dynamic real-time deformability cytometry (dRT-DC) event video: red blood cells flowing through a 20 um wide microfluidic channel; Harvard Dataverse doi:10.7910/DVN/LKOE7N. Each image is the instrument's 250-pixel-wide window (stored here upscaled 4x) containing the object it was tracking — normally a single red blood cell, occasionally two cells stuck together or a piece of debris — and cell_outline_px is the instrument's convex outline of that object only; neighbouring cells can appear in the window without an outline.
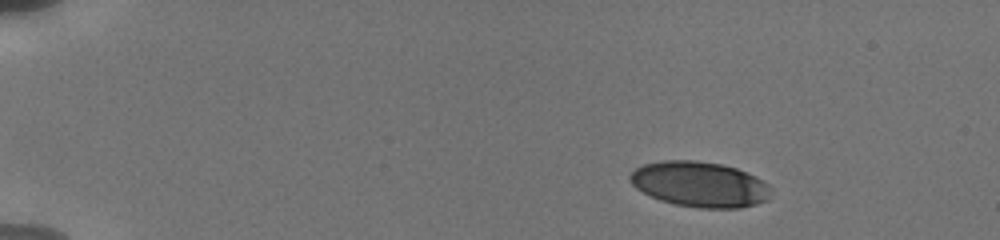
{"species": "human", "species_latin": "Homo sapiens", "temperature_condition": "cold", "stored_images_in_passage": 28, "camera_frame_rate_fps": 3000, "um_per_image_px": 0.085, "donor": {"sex": "male"}, "frame": {"image": 1, "passage_image": 1, "time_ms": 0.0, "image_size_px": [1000, 240], "cell_outline_px": [[772, 188], [768, 200], [756, 204], [740, 208], [700, 208], [676, 204], [660, 200], [636, 188], [628, 180], [628, 176], [636, 168], [644, 164], [664, 160], [696, 160], [720, 164], [736, 168], [756, 176], [768, 184]], "centroid_in_image_um": [59.49, 15.66], "position_along_channel_um": 25.5, "area_um2": 37.34}}
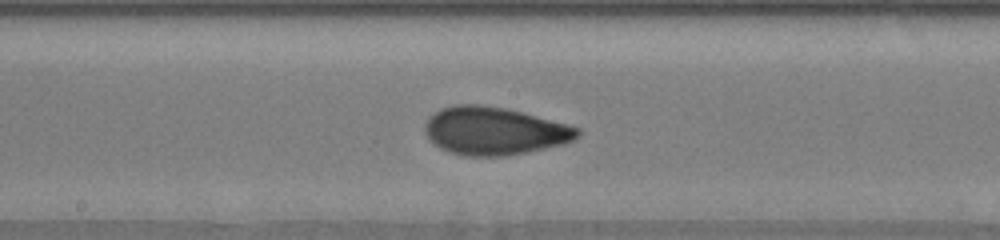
{"frame": {"image": 2, "passage_image": 10, "time_ms": 7.667, "image_size_px": [1000, 240], "cell_outline_px": [[580, 136], [576, 140], [564, 144], [528, 152], [504, 156], [468, 156], [448, 152], [440, 148], [428, 140], [424, 128], [424, 124], [428, 116], [440, 108], [452, 104], [480, 104], [508, 108], [568, 124], [580, 128]], "centroid_in_image_um": [42.01, 11.12], "position_along_channel_um": 206.2, "area_um2": 43.29}}
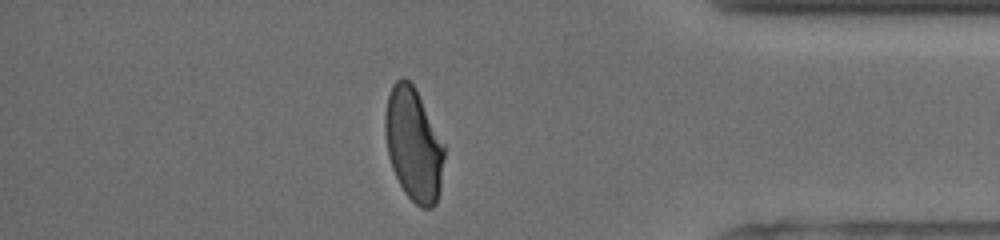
{"frame": {"image": 3, "passage_image": 23, "time_ms": 13.333, "image_size_px": [1000, 240], "cell_outline_px": [[444, 156], [440, 188], [436, 204], [432, 208], [420, 208], [404, 192], [392, 168], [388, 156], [384, 128], [384, 116], [388, 96], [392, 84], [400, 76], [404, 76], [416, 88], [444, 144]], "centroid_in_image_um": [35.14, 12.26], "position_along_channel_um": 400.1, "area_um2": 39.07}, "authors_computed_cell_mechanics": {"area_um2": 40.2866, "velocity_mm_per_s": 3.7975, "shape_relaxation_time_tau1_ms": 4.3299, "shape_relaxation_time_tau2_ms": null, "deformation_change_tau1": 0.1405, "deformation_change_tau2": null}}